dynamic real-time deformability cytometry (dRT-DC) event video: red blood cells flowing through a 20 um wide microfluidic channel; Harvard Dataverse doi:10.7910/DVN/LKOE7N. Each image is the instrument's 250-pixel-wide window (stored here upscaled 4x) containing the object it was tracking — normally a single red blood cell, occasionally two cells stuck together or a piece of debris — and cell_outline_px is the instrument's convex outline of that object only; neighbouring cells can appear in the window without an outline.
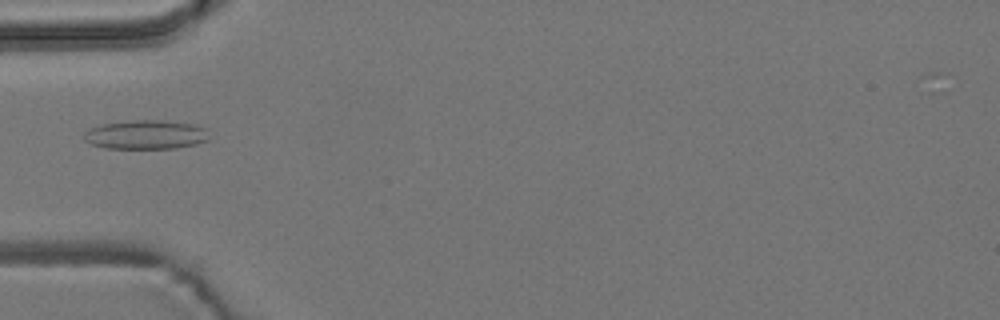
{"species": "common noctule bat (a hibernating species)", "species_latin": "Nyctalus noctula", "temperature_condition": "room temperature", "stored_images_in_passage": 5, "camera_frame_rate_fps": 3000, "um_per_image_px": 0.085, "animal": {"sex": "male", "body_mass_g": 19.2, "forearm_length_mm": 51.8}, "frame": {"image": 1, "passage_image": 3, "time_ms": 2.333, "image_size_px": [1000, 320], "cell_outline_px": [[208, 140], [196, 144], [176, 148], [104, 148], [92, 144], [84, 140], [84, 132], [88, 128], [104, 124], [132, 120], [164, 120], [196, 124], [204, 128]], "centroid_in_image_um": [12.38, 11.44], "position_along_channel_um": 72.6, "area_um2": 21.15}}
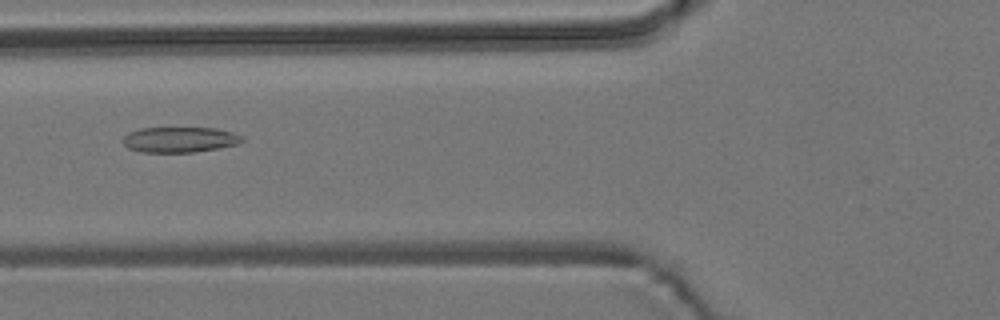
{"frame": {"image": 2, "passage_image": 4, "time_ms": 3.333, "image_size_px": [1000, 320], "cell_outline_px": [[244, 140], [236, 144], [216, 148], [192, 152], [140, 152], [128, 148], [124, 144], [124, 136], [128, 132], [140, 128], [216, 128], [232, 132], [244, 136]], "centroid_in_image_um": [15.26, 11.86], "position_along_channel_um": 110.5, "area_um2": 17.57}}
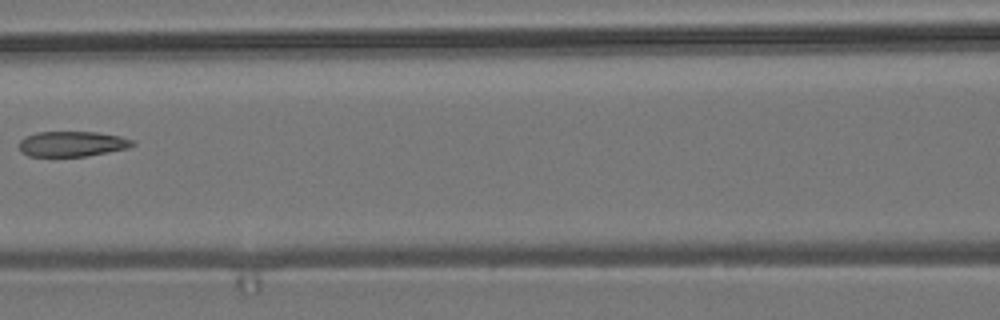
{"frame": {"image": 3, "passage_image": 5, "time_ms": 4.667, "image_size_px": [1000, 320], "cell_outline_px": [[136, 144], [128, 148], [108, 152], [84, 156], [28, 156], [20, 152], [20, 140], [24, 136], [36, 132], [96, 132], [120, 136], [132, 140]], "centroid_in_image_um": [6.11, 12.23], "position_along_channel_um": 160.5, "area_um2": 16.7}}